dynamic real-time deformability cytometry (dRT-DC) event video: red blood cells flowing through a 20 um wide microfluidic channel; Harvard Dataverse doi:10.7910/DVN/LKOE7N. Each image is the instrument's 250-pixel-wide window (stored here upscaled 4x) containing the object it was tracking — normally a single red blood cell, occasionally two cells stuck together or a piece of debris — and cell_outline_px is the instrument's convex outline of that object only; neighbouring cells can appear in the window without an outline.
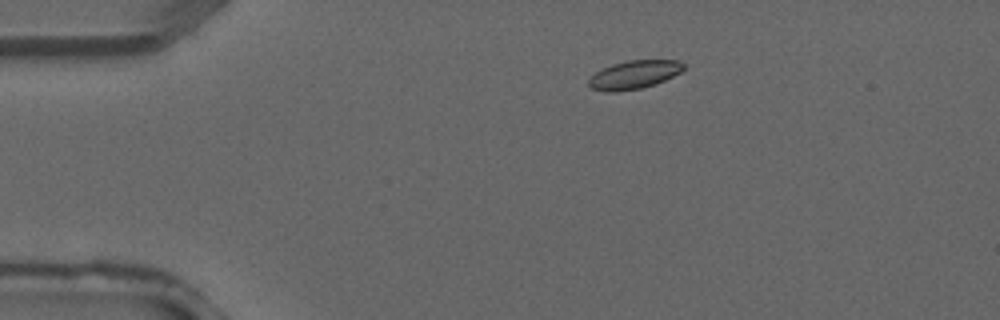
{"species": "common noctule bat (a hibernating species)", "species_latin": "Nyctalus noctula", "temperature_condition": "warm", "stored_images_in_passage": 4, "segment_of_instrument_passage": [1, 2], "camera_frame_rate_fps": 3000, "um_per_image_px": 0.085, "animal": {"sex": "male", "forearm_length_mm": 52.5}, "frame": {"image": 1, "passage_image": 2, "time_ms": 0.333, "image_size_px": [1000, 320], "cell_outline_px": [[684, 68], [680, 72], [664, 80], [640, 88], [616, 92], [604, 92], [592, 88], [588, 84], [588, 80], [596, 72], [612, 64], [628, 60], [680, 60], [684, 64]], "centroid_in_image_um": [53.88, 6.34], "position_along_channel_um": 31.1, "area_um2": 15.49}}